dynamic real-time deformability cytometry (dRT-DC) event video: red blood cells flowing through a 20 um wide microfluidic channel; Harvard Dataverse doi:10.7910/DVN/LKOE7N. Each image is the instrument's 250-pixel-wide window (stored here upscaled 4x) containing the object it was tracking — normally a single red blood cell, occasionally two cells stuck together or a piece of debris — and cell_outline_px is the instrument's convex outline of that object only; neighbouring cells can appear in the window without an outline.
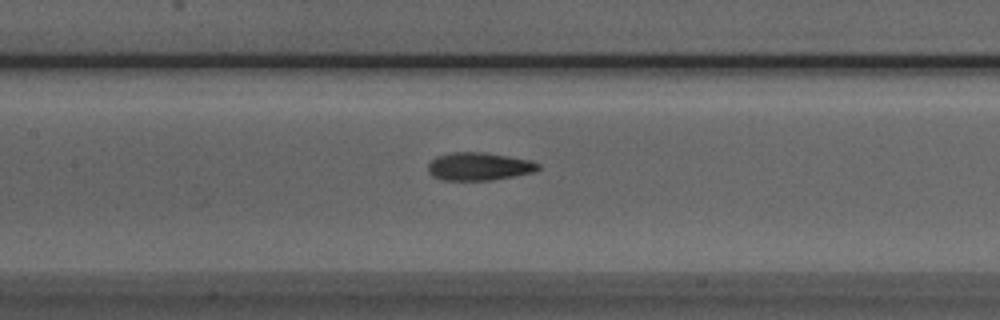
{"species": "Egyptian fruit bat (a non-hibernating species)", "species_latin": "Rousettus aegyptiacus", "temperature_condition": "room temperature", "stored_images_in_passage": 36, "camera_frame_rate_fps": 3000, "um_per_image_px": 0.085, "animal": {"sex": "male"}, "frame": {"image": 1, "passage_image": 8, "time_ms": 2.333, "image_size_px": [1000, 320], "cell_outline_px": [[540, 168], [536, 172], [516, 176], [492, 180], [440, 180], [432, 176], [428, 172], [428, 164], [436, 156], [452, 152], [484, 152], [508, 156], [528, 160], [540, 164]], "centroid_in_image_um": [40.71, 14.15], "position_along_channel_um": 166.7, "area_um2": 18.09}}
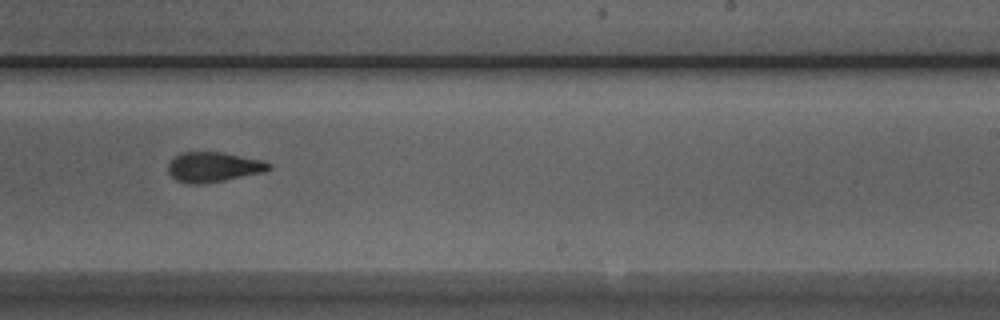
{"frame": {"image": 2, "passage_image": 16, "time_ms": 5.0, "image_size_px": [1000, 320], "cell_outline_px": [[272, 168], [264, 172], [224, 180], [200, 184], [188, 184], [176, 180], [168, 172], [168, 164], [180, 152], [220, 152], [260, 160], [272, 164]], "centroid_in_image_um": [18.13, 14.2], "position_along_channel_um": 270.9, "area_um2": 17.4}}
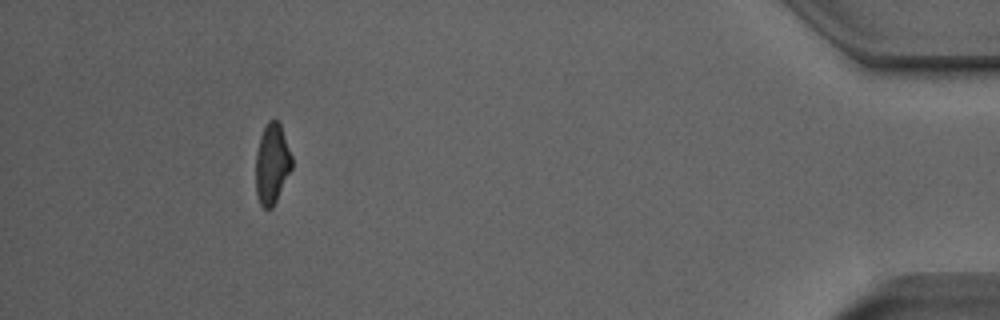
{"frame": {"image": 3, "passage_image": 32, "time_ms": 10.333, "image_size_px": [1000, 320], "cell_outline_px": [[292, 168], [272, 208], [264, 208], [260, 204], [256, 196], [256, 152], [260, 136], [268, 120], [276, 120], [280, 124], [292, 156]], "centroid_in_image_um": [23.11, 13.93], "position_along_channel_um": 412.1, "area_um2": 16.76}}